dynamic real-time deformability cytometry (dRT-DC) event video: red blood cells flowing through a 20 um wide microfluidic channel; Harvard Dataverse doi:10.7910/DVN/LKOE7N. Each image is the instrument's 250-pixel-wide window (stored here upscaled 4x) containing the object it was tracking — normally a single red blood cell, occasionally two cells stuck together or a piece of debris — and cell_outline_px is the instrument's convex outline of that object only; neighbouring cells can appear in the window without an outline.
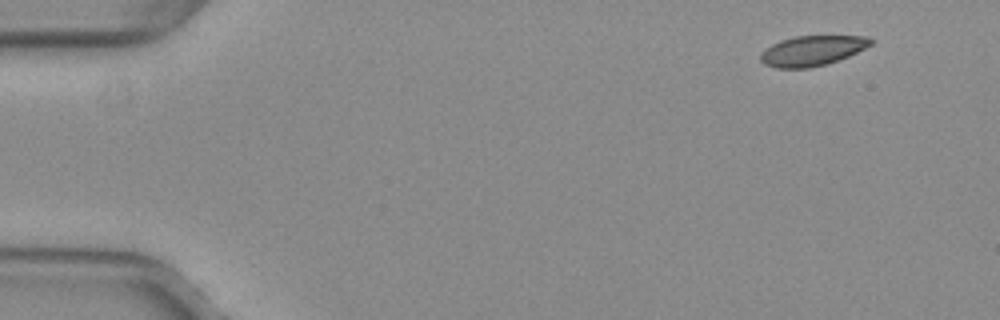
{"species": "common noctule bat (a hibernating species)", "species_latin": "Nyctalus noctula", "temperature_condition": "warm", "stored_images_in_passage": 49, "camera_frame_rate_fps": 3000, "um_per_image_px": 0.085, "animal": {"sex": "female", "body_mass_g": 29.2, "forearm_length_mm": 56.3}, "frame": {"image": 1, "passage_image": 1, "time_ms": 0.0, "image_size_px": [1000, 320], "cell_outline_px": [[872, 44], [848, 56], [828, 64], [808, 68], [776, 68], [764, 64], [760, 60], [760, 56], [772, 44], [780, 40], [796, 36], [868, 36], [872, 40]], "centroid_in_image_um": [69.04, 4.31], "position_along_channel_um": 16.0, "area_um2": 19.13}}
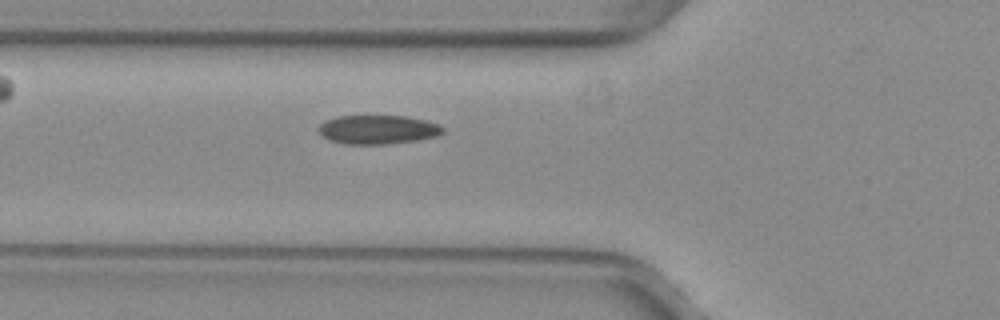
{"frame": {"image": 2, "passage_image": 16, "time_ms": 5.0, "image_size_px": [1000, 320], "cell_outline_px": [[444, 132], [436, 136], [416, 140], [384, 144], [348, 144], [328, 140], [320, 132], [320, 124], [324, 120], [336, 116], [408, 116], [428, 120], [440, 124], [444, 128]], "centroid_in_image_um": [32.15, 11.0], "position_along_channel_um": 93.7, "area_um2": 20.98}}
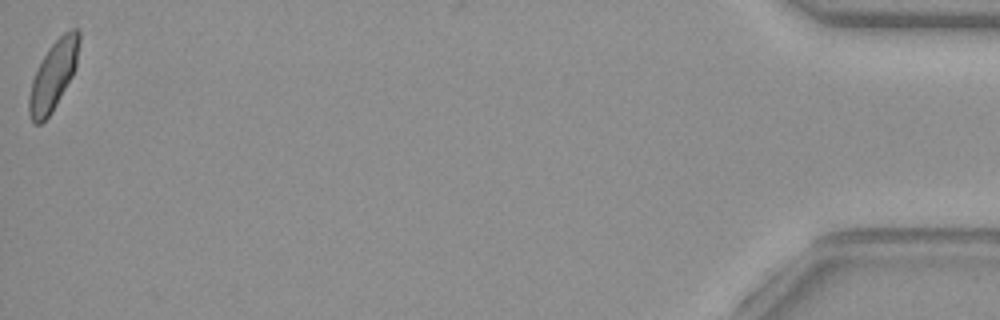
{"frame": {"image": 3, "passage_image": 49, "time_ms": 16.0, "image_size_px": [1000, 320], "cell_outline_px": [[80, 40], [76, 68], [72, 76], [52, 112], [40, 124], [36, 124], [32, 120], [28, 112], [28, 96], [32, 80], [48, 48], [64, 32], [72, 28], [76, 28], [80, 32]], "centroid_in_image_um": [4.54, 6.4], "position_along_channel_um": 430.7, "area_um2": 19.94}}